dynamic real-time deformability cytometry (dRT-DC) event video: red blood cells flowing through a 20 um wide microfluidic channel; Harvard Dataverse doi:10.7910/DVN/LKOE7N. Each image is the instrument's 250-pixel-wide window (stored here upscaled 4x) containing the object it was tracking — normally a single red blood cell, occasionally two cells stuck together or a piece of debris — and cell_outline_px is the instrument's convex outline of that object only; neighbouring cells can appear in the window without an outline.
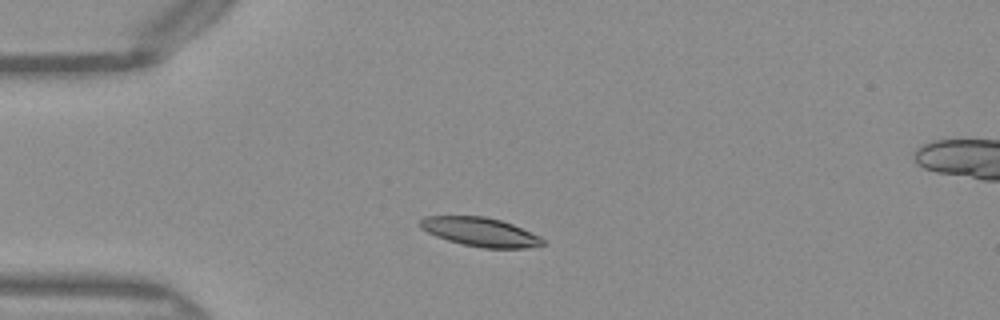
{"species": "Egyptian fruit bat (a non-hibernating species)", "species_latin": "Rousettus aegyptiacus", "temperature_condition": "warm", "stored_images_in_passage": 38, "camera_frame_rate_fps": 3000, "um_per_image_px": 0.085, "frame": {"image": 1, "passage_image": 1, "time_ms": 0.0, "image_size_px": [1000, 320], "cell_outline_px": [[544, 244], [524, 248], [484, 248], [464, 244], [448, 240], [436, 236], [420, 228], [420, 220], [424, 216], [484, 216], [500, 220], [512, 224], [540, 236], [544, 240]], "centroid_in_image_um": [40.81, 19.71], "position_along_channel_um": 44.2, "area_um2": 20.4}}
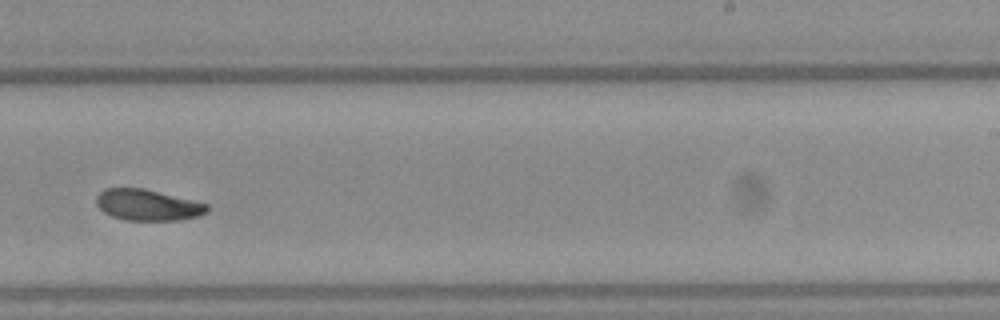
{"frame": {"image": 2, "passage_image": 20, "time_ms": 6.333, "image_size_px": [1000, 320], "cell_outline_px": [[208, 212], [196, 216], [180, 220], [124, 220], [112, 216], [104, 212], [96, 204], [96, 196], [104, 188], [144, 188], [208, 204]], "centroid_in_image_um": [12.52, 17.42], "position_along_channel_um": 276.5, "area_um2": 20.0}}
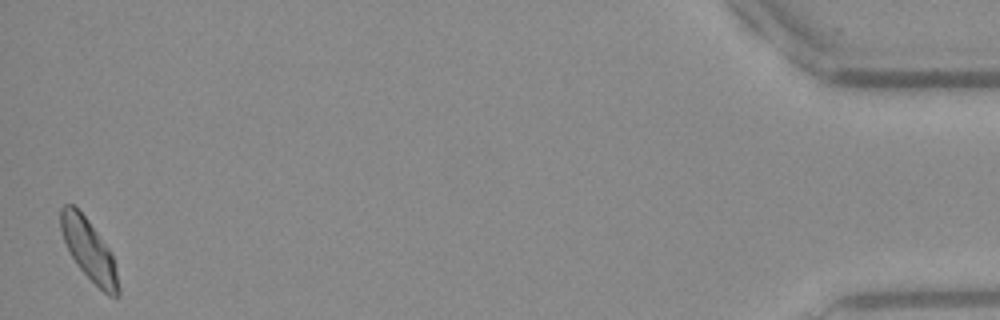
{"frame": {"image": 3, "passage_image": 38, "time_ms": 12.333, "image_size_px": [1000, 320], "cell_outline_px": [[120, 296], [108, 296], [76, 264], [64, 240], [60, 228], [60, 208], [64, 204], [72, 204], [88, 220], [112, 252], [120, 288]], "centroid_in_image_um": [7.58, 21.25], "position_along_channel_um": 427.6, "area_um2": 20.23}, "authors_computed_cell_mechanics": {"area_um2": 20.4901, "velocity_mm_per_s": 4.0171, "shape_relaxation_time_tau1_ms": 2.3408, "shape_relaxation_time_tau2_ms": 2.6645, "deformation_change_tau1": 0.1276, "deformation_change_tau2": 0.0748}}